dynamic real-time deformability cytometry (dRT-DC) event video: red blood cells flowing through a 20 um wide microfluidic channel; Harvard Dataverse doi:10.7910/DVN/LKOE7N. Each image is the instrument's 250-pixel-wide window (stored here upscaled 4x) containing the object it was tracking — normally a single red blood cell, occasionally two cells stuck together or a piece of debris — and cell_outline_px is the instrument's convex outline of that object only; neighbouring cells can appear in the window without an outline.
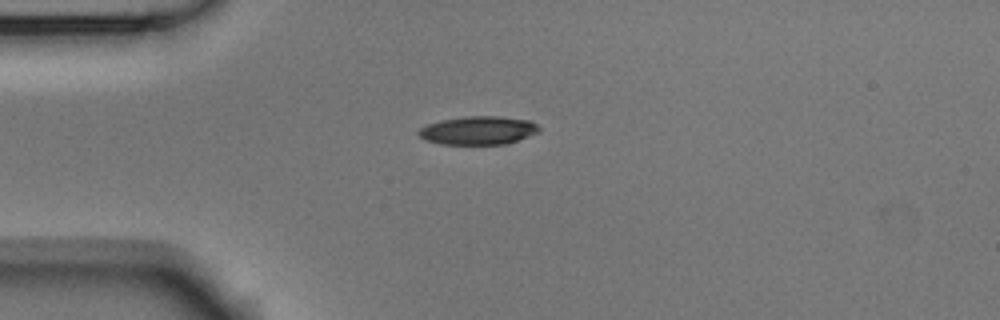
{"species": "Egyptian fruit bat (a non-hibernating species)", "species_latin": "Rousettus aegyptiacus", "temperature_condition": "room temperature", "stored_images_in_passage": 2, "segment_of_instrument_passage": [1, 2], "camera_frame_rate_fps": 3000, "um_per_image_px": 0.085, "animal": {"sex": "male"}, "frame": {"image": 1, "passage_image": 1, "time_ms": 0.0, "image_size_px": [1000, 320], "cell_outline_px": [[540, 132], [508, 144], [440, 144], [428, 140], [420, 136], [416, 132], [420, 128], [428, 124], [440, 120], [464, 116], [500, 116], [528, 120], [536, 124], [540, 128]], "centroid_in_image_um": [40.67, 11.08], "position_along_channel_um": 44.3, "area_um2": 20.0}}